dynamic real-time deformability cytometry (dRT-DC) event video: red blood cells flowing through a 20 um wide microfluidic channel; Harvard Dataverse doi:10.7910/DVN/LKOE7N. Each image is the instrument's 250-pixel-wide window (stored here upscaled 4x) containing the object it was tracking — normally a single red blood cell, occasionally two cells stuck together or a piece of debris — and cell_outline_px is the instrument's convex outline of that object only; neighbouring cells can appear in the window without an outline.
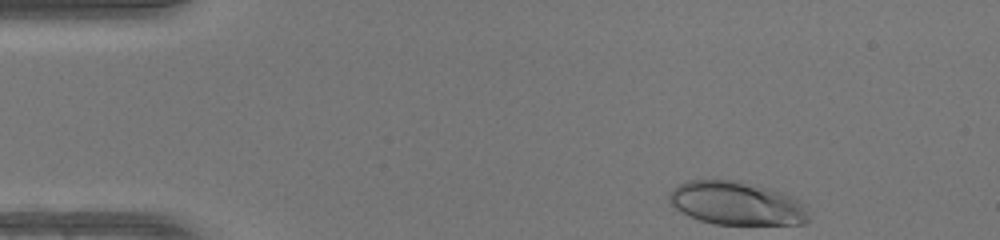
{"species": "human", "species_latin": "Homo sapiens", "temperature_condition": "warm", "stored_images_in_passage": 43, "camera_frame_rate_fps": 3000, "um_per_image_px": 0.085, "donor": {"sex": "female"}, "frame": {"image": 1, "passage_image": 1, "time_ms": 0.0, "image_size_px": [1000, 240], "cell_outline_px": [[808, 220], [804, 224], [716, 224], [700, 220], [688, 216], [680, 212], [668, 204], [668, 196], [672, 188], [688, 180], [732, 180], [768, 188], [792, 196], [800, 200], [804, 204], [808, 216]], "centroid_in_image_um": [62.56, 17.29], "position_along_channel_um": 22.4, "area_um2": 35.26}}
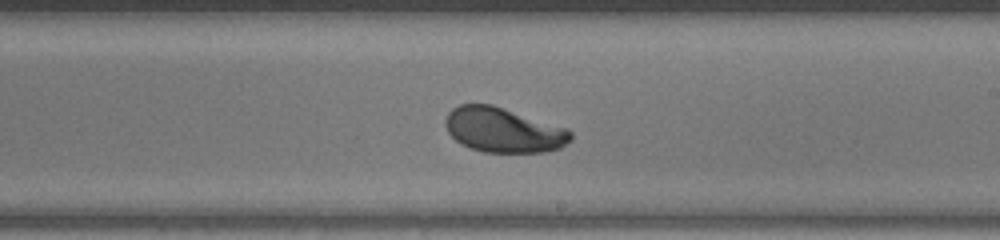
{"frame": {"image": 2, "passage_image": 23, "time_ms": 7.333, "image_size_px": [1000, 240], "cell_outline_px": [[572, 140], [560, 148], [544, 152], [484, 152], [460, 144], [448, 132], [444, 124], [444, 120], [448, 112], [452, 108], [460, 104], [492, 104], [568, 128], [572, 132]], "centroid_in_image_um": [42.79, 11.05], "position_along_channel_um": 246.2, "area_um2": 32.89}}
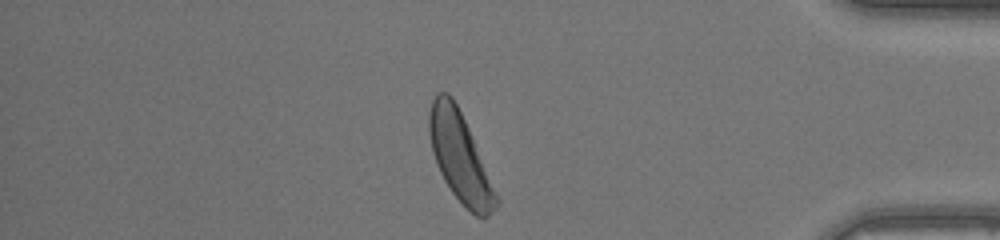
{"frame": {"image": 3, "passage_image": 36, "time_ms": 11.667, "image_size_px": [1000, 240], "cell_outline_px": [[500, 204], [484, 220], [476, 216], [452, 192], [444, 180], [436, 164], [432, 152], [428, 132], [428, 112], [432, 100], [436, 92], [448, 92], [452, 96], [468, 128], [500, 200]], "centroid_in_image_um": [39.08, 13.36], "position_along_channel_um": 396.1, "area_um2": 34.45}, "authors_computed_cell_mechanics": {"area_um2": 33.7552, "velocity_mm_per_s": 4.2408, "shape_relaxation_time_tau1_ms": 2.1946, "shape_relaxation_time_tau2_ms": null, "deformation_change_tau1": 0.1476, "deformation_change_tau2": null}}